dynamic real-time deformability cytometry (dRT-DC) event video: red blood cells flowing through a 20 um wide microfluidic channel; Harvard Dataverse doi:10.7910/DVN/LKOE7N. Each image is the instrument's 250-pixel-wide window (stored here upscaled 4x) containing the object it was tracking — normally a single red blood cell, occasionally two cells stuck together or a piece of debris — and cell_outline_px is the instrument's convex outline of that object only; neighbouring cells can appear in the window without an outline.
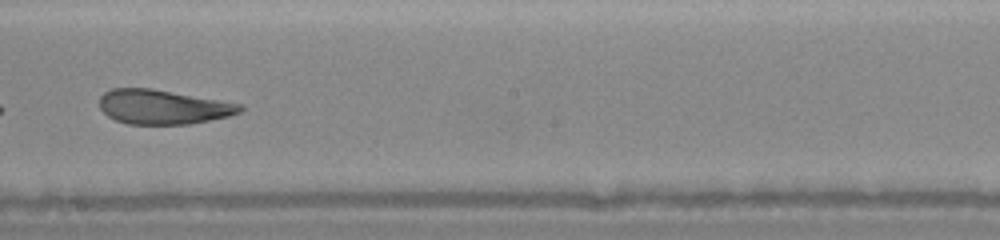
{"species": "human", "species_latin": "Homo sapiens", "temperature_condition": "warm", "stored_images_in_passage": 20, "camera_frame_rate_fps": 3000, "um_per_image_px": 0.085, "donor": {"sex": "female"}, "frame": {"image": 1, "passage_image": 17, "time_ms": 8.667, "image_size_px": [1000, 240], "cell_outline_px": [[244, 108], [240, 112], [228, 116], [188, 124], [128, 124], [116, 120], [108, 116], [100, 108], [100, 96], [104, 92], [112, 88], [152, 88], [244, 104]], "centroid_in_image_um": [13.85, 9.08], "position_along_channel_um": 234.3, "area_um2": 28.21}}